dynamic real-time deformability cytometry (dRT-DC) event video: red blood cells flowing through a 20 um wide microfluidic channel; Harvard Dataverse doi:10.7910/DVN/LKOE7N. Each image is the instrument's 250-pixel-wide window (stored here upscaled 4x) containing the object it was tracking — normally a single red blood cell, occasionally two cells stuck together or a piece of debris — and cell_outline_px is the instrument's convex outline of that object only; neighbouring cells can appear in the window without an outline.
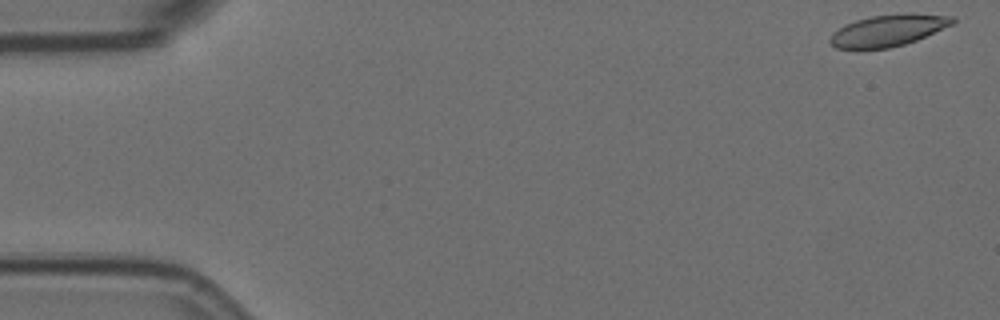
{"species": "Egyptian fruit bat (a non-hibernating species)", "species_latin": "Rousettus aegyptiacus", "temperature_condition": "room temperature", "stored_images_in_passage": 56, "camera_frame_rate_fps": 3000, "um_per_image_px": 0.085, "animal": {"sex": "female"}, "frame": {"image": 1, "passage_image": 1, "time_ms": 0.0, "image_size_px": [1000, 320], "cell_outline_px": [[956, 24], [916, 40], [904, 44], [888, 48], [856, 52], [836, 48], [828, 40], [832, 32], [844, 24], [856, 20], [872, 16], [956, 16]], "centroid_in_image_um": [75.37, 2.68], "position_along_channel_um": 9.6, "area_um2": 22.37}}
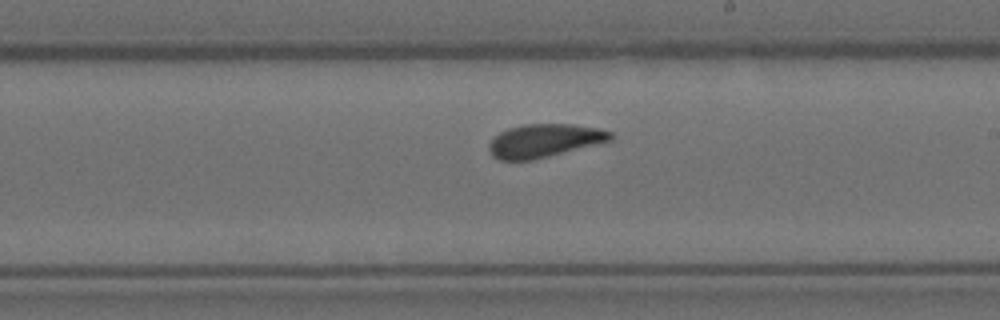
{"frame": {"image": 2, "passage_image": 32, "time_ms": 10.333, "image_size_px": [1000, 320], "cell_outline_px": [[612, 140], [532, 160], [500, 160], [492, 156], [488, 148], [488, 144], [500, 132], [508, 128], [524, 124], [572, 124], [600, 128], [612, 132]], "centroid_in_image_um": [46.26, 11.95], "position_along_channel_um": 242.7, "area_um2": 23.41}}
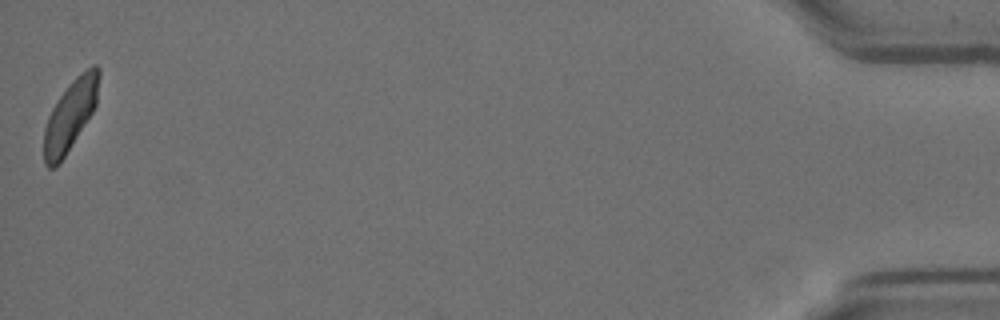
{"frame": {"image": 3, "passage_image": 56, "time_ms": 18.333, "image_size_px": [1000, 320], "cell_outline_px": [[100, 76], [96, 104], [92, 112], [64, 156], [52, 168], [48, 168], [44, 164], [44, 128], [48, 116], [52, 108], [68, 84], [80, 72], [92, 64], [96, 64], [100, 68]], "centroid_in_image_um": [5.98, 9.72], "position_along_channel_um": 429.2, "area_um2": 22.25}, "authors_computed_cell_mechanics": {"area_um2": 23.5824, "velocity_mm_per_s": 3.5473, "shape_relaxation_time_tau1_ms": 8.7163, "shape_relaxation_time_tau2_ms": 1.4599, "deformation_change_tau1": 0.1694, "deformation_change_tau2": 0.0669}}